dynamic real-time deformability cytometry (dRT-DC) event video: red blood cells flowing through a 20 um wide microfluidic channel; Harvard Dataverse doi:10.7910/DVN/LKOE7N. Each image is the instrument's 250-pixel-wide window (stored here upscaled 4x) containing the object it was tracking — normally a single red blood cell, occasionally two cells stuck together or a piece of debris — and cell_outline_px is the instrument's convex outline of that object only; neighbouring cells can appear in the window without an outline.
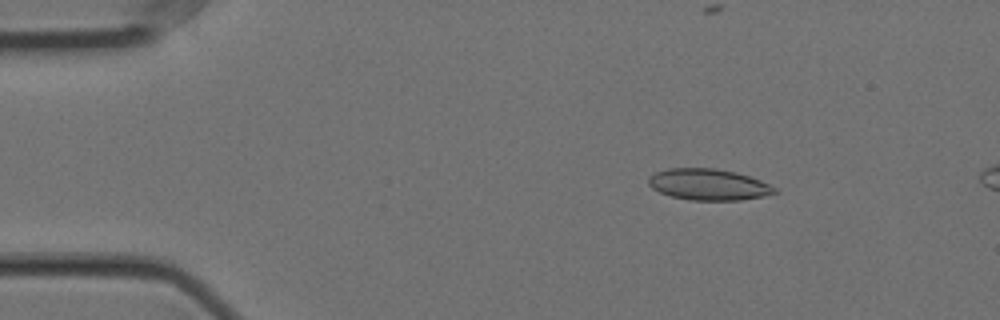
{"species": "Egyptian fruit bat (a non-hibernating species)", "species_latin": "Rousettus aegyptiacus", "temperature_condition": "cold", "stored_images_in_passage": 54, "camera_frame_rate_fps": 3000, "um_per_image_px": 0.085, "animal": {"sex": "female"}, "frame": {"image": 1, "passage_image": 6, "time_ms": 1.667, "image_size_px": [1000, 320], "cell_outline_px": [[776, 192], [764, 196], [740, 200], [688, 200], [672, 196], [660, 192], [652, 188], [648, 184], [648, 176], [656, 172], [668, 168], [716, 168], [736, 172], [760, 180], [776, 188]], "centroid_in_image_um": [60.19, 15.68], "position_along_channel_um": 24.8, "area_um2": 22.95}}
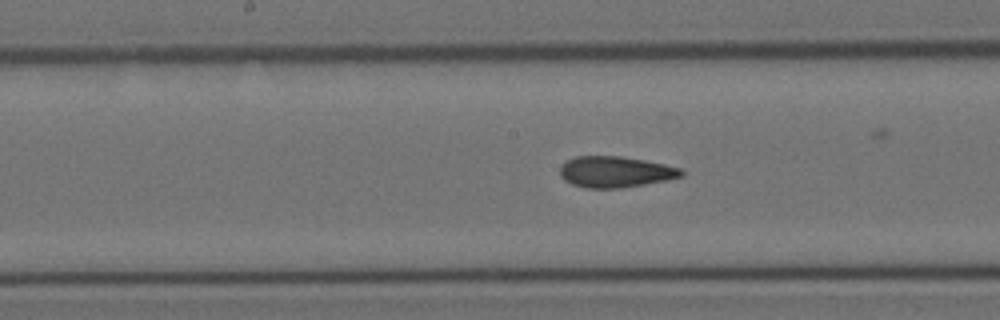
{"frame": {"image": 2, "passage_image": 26, "time_ms": 8.333, "image_size_px": [1000, 320], "cell_outline_px": [[684, 176], [668, 180], [620, 188], [588, 188], [572, 184], [564, 180], [560, 176], [560, 164], [576, 156], [620, 156], [644, 160], [664, 164], [680, 168], [684, 172]], "centroid_in_image_um": [52.3, 14.61], "position_along_channel_um": 195.9, "area_um2": 22.02}}
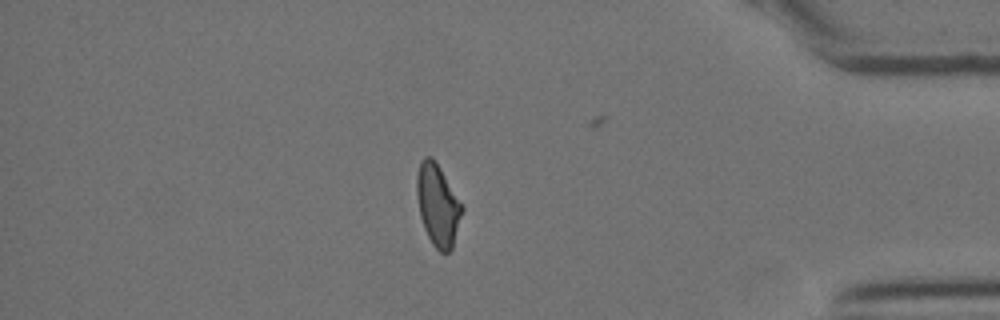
{"frame": {"image": 3, "passage_image": 46, "time_ms": 15.0, "image_size_px": [1000, 320], "cell_outline_px": [[464, 208], [452, 248], [448, 252], [440, 252], [432, 244], [424, 228], [420, 216], [416, 196], [416, 176], [420, 160], [424, 156], [432, 156], [440, 168]], "centroid_in_image_um": [37.19, 17.41], "position_along_channel_um": 398.0, "area_um2": 21.5}, "authors_computed_cell_mechanics": {"area_um2": 22.1952, "velocity_mm_per_s": 3.5583, "shape_relaxation_time_tau1_ms": null, "shape_relaxation_time_tau2_ms": 2.3474, "deformation_change_tau1": null, "deformation_change_tau2": 0.0972}}